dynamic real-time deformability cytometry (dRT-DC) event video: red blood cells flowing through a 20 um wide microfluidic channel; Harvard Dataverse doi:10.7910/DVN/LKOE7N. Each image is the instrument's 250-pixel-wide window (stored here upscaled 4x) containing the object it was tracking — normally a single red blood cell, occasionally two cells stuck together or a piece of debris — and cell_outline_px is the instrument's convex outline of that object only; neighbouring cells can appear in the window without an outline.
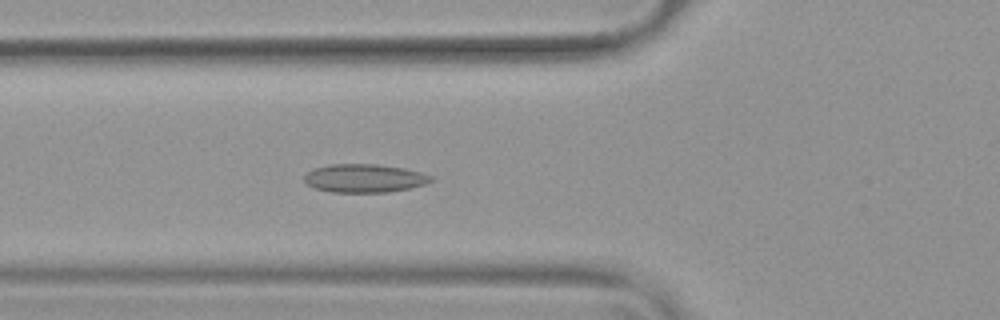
{"species": "common noctule bat (a hibernating species)", "species_latin": "Nyctalus noctula", "temperature_condition": "warm", "stored_images_in_passage": 54, "camera_frame_rate_fps": 3000, "um_per_image_px": 0.085, "animal": {"sex": "female", "body_mass_g": 19.9}, "frame": {"image": 1, "passage_image": 20, "time_ms": 6.333, "image_size_px": [1000, 320], "cell_outline_px": [[432, 180], [424, 184], [408, 188], [388, 192], [332, 192], [312, 188], [304, 180], [304, 176], [312, 168], [328, 164], [376, 164], [404, 168], [420, 172], [432, 176]], "centroid_in_image_um": [30.92, 15.14], "position_along_channel_um": 94.9, "area_um2": 20.92}}
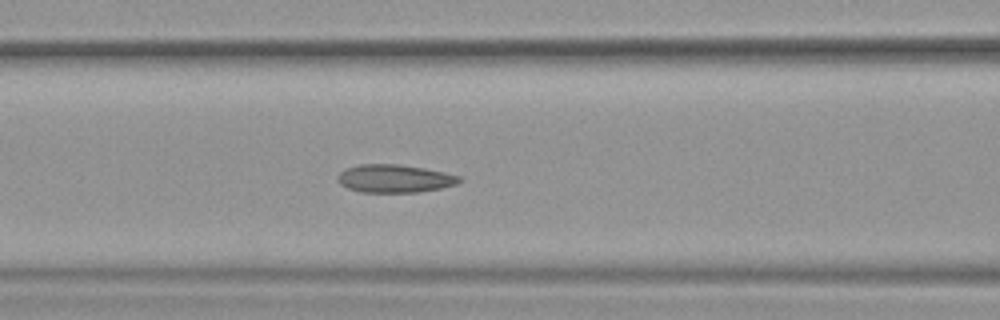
{"frame": {"image": 2, "passage_image": 23, "time_ms": 7.333, "image_size_px": [1000, 320], "cell_outline_px": [[464, 180], [456, 184], [440, 188], [420, 192], [360, 192], [348, 188], [340, 184], [336, 180], [336, 176], [344, 168], [360, 164], [400, 164], [424, 168], [444, 172], [460, 176]], "centroid_in_image_um": [33.51, 15.17], "position_along_channel_um": 133.1, "area_um2": 20.06}}
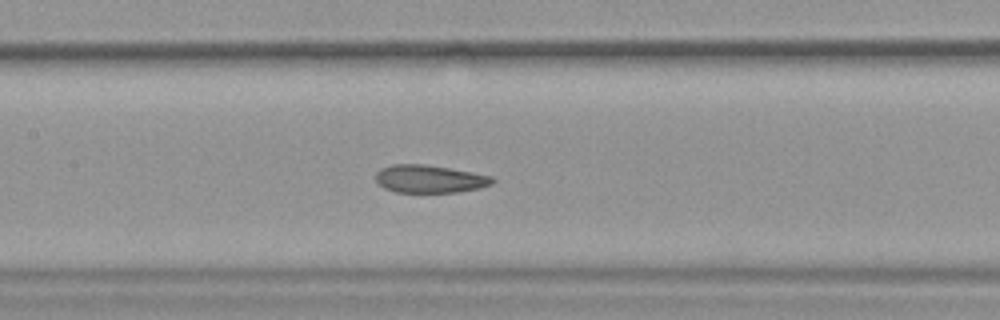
{"frame": {"image": 3, "passage_image": 26, "time_ms": 8.333, "image_size_px": [1000, 320], "cell_outline_px": [[496, 180], [492, 184], [480, 188], [456, 192], [396, 192], [384, 188], [376, 180], [376, 172], [380, 168], [392, 164], [424, 164], [448, 168], [492, 176]], "centroid_in_image_um": [36.51, 15.2], "position_along_channel_um": 170.9, "area_um2": 18.84}, "authors_computed_cell_mechanics": {"area_um2": 20.7213, "velocity_mm_per_s": 3.7985, "shape_relaxation_time_tau1_ms": null, "shape_relaxation_time_tau2_ms": 1.735, "deformation_change_tau1": null, "deformation_change_tau2": 0.0852}}